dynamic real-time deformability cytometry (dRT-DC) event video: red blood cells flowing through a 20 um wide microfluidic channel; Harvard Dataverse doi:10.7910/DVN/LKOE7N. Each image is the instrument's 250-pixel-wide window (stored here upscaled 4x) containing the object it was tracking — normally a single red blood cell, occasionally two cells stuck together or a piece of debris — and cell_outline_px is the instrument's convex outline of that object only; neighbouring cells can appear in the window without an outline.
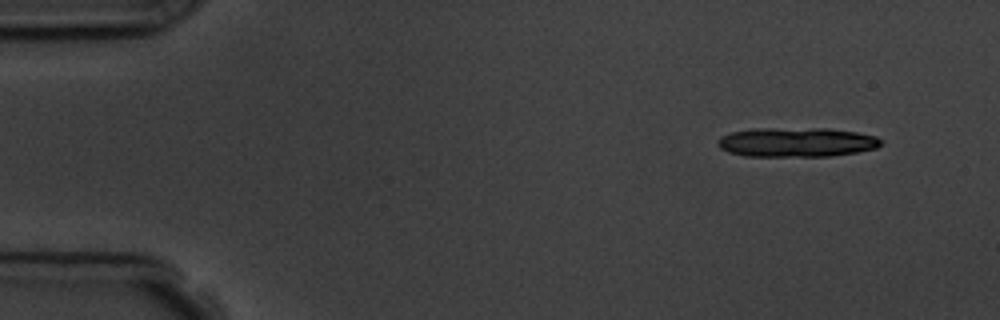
{"species": "common noctule bat (a hibernating species)", "species_latin": "Nyctalus noctula", "temperature_condition": "room temperature", "stored_images_in_passage": 7, "segment_of_instrument_passage": [1, 2], "camera_frame_rate_fps": 3000, "um_per_image_px": 0.085, "animal": {"sex": "male", "body_mass_g": 19.5, "forearm_length_mm": 54.6}, "frame": {"image": 1, "passage_image": 1, "time_ms": 0.0, "image_size_px": [1000, 320], "cell_outline_px": [[880, 144], [876, 148], [856, 152], [828, 156], [744, 156], [728, 152], [720, 148], [716, 144], [716, 140], [720, 136], [732, 132], [752, 128], [828, 128], [856, 132], [876, 136], [880, 140]], "centroid_in_image_um": [67.64, 12.08], "position_along_channel_um": 17.4, "area_um2": 28.09}}